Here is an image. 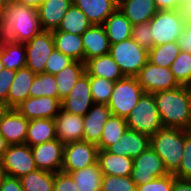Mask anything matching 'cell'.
<instances>
[{"mask_svg":"<svg viewBox=\"0 0 191 191\" xmlns=\"http://www.w3.org/2000/svg\"><path fill=\"white\" fill-rule=\"evenodd\" d=\"M42 31L36 8L15 1L0 9V39L26 43Z\"/></svg>","mask_w":191,"mask_h":191,"instance_id":"1","label":"cell"},{"mask_svg":"<svg viewBox=\"0 0 191 191\" xmlns=\"http://www.w3.org/2000/svg\"><path fill=\"white\" fill-rule=\"evenodd\" d=\"M164 127L191 130V87L153 93Z\"/></svg>","mask_w":191,"mask_h":191,"instance_id":"2","label":"cell"},{"mask_svg":"<svg viewBox=\"0 0 191 191\" xmlns=\"http://www.w3.org/2000/svg\"><path fill=\"white\" fill-rule=\"evenodd\" d=\"M185 129L163 127L150 137V147L163 160L168 174H175L184 154Z\"/></svg>","mask_w":191,"mask_h":191,"instance_id":"3","label":"cell"},{"mask_svg":"<svg viewBox=\"0 0 191 191\" xmlns=\"http://www.w3.org/2000/svg\"><path fill=\"white\" fill-rule=\"evenodd\" d=\"M126 121L129 129L150 137L164 127L152 93H143Z\"/></svg>","mask_w":191,"mask_h":191,"instance_id":"4","label":"cell"},{"mask_svg":"<svg viewBox=\"0 0 191 191\" xmlns=\"http://www.w3.org/2000/svg\"><path fill=\"white\" fill-rule=\"evenodd\" d=\"M153 46L179 41L184 31L185 18L181 10H159L149 21Z\"/></svg>","mask_w":191,"mask_h":191,"instance_id":"5","label":"cell"},{"mask_svg":"<svg viewBox=\"0 0 191 191\" xmlns=\"http://www.w3.org/2000/svg\"><path fill=\"white\" fill-rule=\"evenodd\" d=\"M109 54L118 64L124 76L128 77H135L149 58V51L132 38L112 44Z\"/></svg>","mask_w":191,"mask_h":191,"instance_id":"6","label":"cell"},{"mask_svg":"<svg viewBox=\"0 0 191 191\" xmlns=\"http://www.w3.org/2000/svg\"><path fill=\"white\" fill-rule=\"evenodd\" d=\"M144 90L137 82L136 77H128L116 81L108 102L112 115L126 119L139 102Z\"/></svg>","mask_w":191,"mask_h":191,"instance_id":"7","label":"cell"},{"mask_svg":"<svg viewBox=\"0 0 191 191\" xmlns=\"http://www.w3.org/2000/svg\"><path fill=\"white\" fill-rule=\"evenodd\" d=\"M99 148L87 141H75L65 144L62 170L65 173L74 172L97 164Z\"/></svg>","mask_w":191,"mask_h":191,"instance_id":"8","label":"cell"},{"mask_svg":"<svg viewBox=\"0 0 191 191\" xmlns=\"http://www.w3.org/2000/svg\"><path fill=\"white\" fill-rule=\"evenodd\" d=\"M135 77L145 93L153 94L181 86L175 79L170 68L159 67L149 60Z\"/></svg>","mask_w":191,"mask_h":191,"instance_id":"9","label":"cell"},{"mask_svg":"<svg viewBox=\"0 0 191 191\" xmlns=\"http://www.w3.org/2000/svg\"><path fill=\"white\" fill-rule=\"evenodd\" d=\"M24 45L26 47V67L36 74L44 73L46 60L55 50L52 31H42Z\"/></svg>","mask_w":191,"mask_h":191,"instance_id":"10","label":"cell"},{"mask_svg":"<svg viewBox=\"0 0 191 191\" xmlns=\"http://www.w3.org/2000/svg\"><path fill=\"white\" fill-rule=\"evenodd\" d=\"M1 160L8 176L21 178L37 169L32 149L27 144L9 145Z\"/></svg>","mask_w":191,"mask_h":191,"instance_id":"11","label":"cell"},{"mask_svg":"<svg viewBox=\"0 0 191 191\" xmlns=\"http://www.w3.org/2000/svg\"><path fill=\"white\" fill-rule=\"evenodd\" d=\"M167 174L163 160L151 147L133 159L131 177L137 186Z\"/></svg>","mask_w":191,"mask_h":191,"instance_id":"12","label":"cell"},{"mask_svg":"<svg viewBox=\"0 0 191 191\" xmlns=\"http://www.w3.org/2000/svg\"><path fill=\"white\" fill-rule=\"evenodd\" d=\"M64 146L58 138L31 147L37 169L57 173L62 170Z\"/></svg>","mask_w":191,"mask_h":191,"instance_id":"13","label":"cell"},{"mask_svg":"<svg viewBox=\"0 0 191 191\" xmlns=\"http://www.w3.org/2000/svg\"><path fill=\"white\" fill-rule=\"evenodd\" d=\"M93 104L90 77L84 73L74 84L68 96L61 101V106L70 114L84 116Z\"/></svg>","mask_w":191,"mask_h":191,"instance_id":"14","label":"cell"},{"mask_svg":"<svg viewBox=\"0 0 191 191\" xmlns=\"http://www.w3.org/2000/svg\"><path fill=\"white\" fill-rule=\"evenodd\" d=\"M61 109V100L49 96L28 97L16 107V110L28 120L54 119Z\"/></svg>","mask_w":191,"mask_h":191,"instance_id":"15","label":"cell"},{"mask_svg":"<svg viewBox=\"0 0 191 191\" xmlns=\"http://www.w3.org/2000/svg\"><path fill=\"white\" fill-rule=\"evenodd\" d=\"M150 147V136L127 129L122 137L106 150L112 154L128 156L132 159Z\"/></svg>","mask_w":191,"mask_h":191,"instance_id":"16","label":"cell"},{"mask_svg":"<svg viewBox=\"0 0 191 191\" xmlns=\"http://www.w3.org/2000/svg\"><path fill=\"white\" fill-rule=\"evenodd\" d=\"M57 138L67 144L75 141H83L84 118L83 116L70 114L63 109L54 118Z\"/></svg>","mask_w":191,"mask_h":191,"instance_id":"17","label":"cell"},{"mask_svg":"<svg viewBox=\"0 0 191 191\" xmlns=\"http://www.w3.org/2000/svg\"><path fill=\"white\" fill-rule=\"evenodd\" d=\"M29 120L11 108L0 122V134L8 145L25 144Z\"/></svg>","mask_w":191,"mask_h":191,"instance_id":"18","label":"cell"},{"mask_svg":"<svg viewBox=\"0 0 191 191\" xmlns=\"http://www.w3.org/2000/svg\"><path fill=\"white\" fill-rule=\"evenodd\" d=\"M110 116L111 110L107 104L94 103L91 109L83 116V140L97 145L101 140L103 127Z\"/></svg>","mask_w":191,"mask_h":191,"instance_id":"19","label":"cell"},{"mask_svg":"<svg viewBox=\"0 0 191 191\" xmlns=\"http://www.w3.org/2000/svg\"><path fill=\"white\" fill-rule=\"evenodd\" d=\"M81 36L84 63L93 57L109 54L111 45L103 25H91Z\"/></svg>","mask_w":191,"mask_h":191,"instance_id":"20","label":"cell"},{"mask_svg":"<svg viewBox=\"0 0 191 191\" xmlns=\"http://www.w3.org/2000/svg\"><path fill=\"white\" fill-rule=\"evenodd\" d=\"M72 4L73 0H44L37 8L42 30H56Z\"/></svg>","mask_w":191,"mask_h":191,"instance_id":"21","label":"cell"},{"mask_svg":"<svg viewBox=\"0 0 191 191\" xmlns=\"http://www.w3.org/2000/svg\"><path fill=\"white\" fill-rule=\"evenodd\" d=\"M118 8L132 25L149 22L159 11L154 0H118Z\"/></svg>","mask_w":191,"mask_h":191,"instance_id":"22","label":"cell"},{"mask_svg":"<svg viewBox=\"0 0 191 191\" xmlns=\"http://www.w3.org/2000/svg\"><path fill=\"white\" fill-rule=\"evenodd\" d=\"M73 4L83 11L92 25H103L118 8V0H73Z\"/></svg>","mask_w":191,"mask_h":191,"instance_id":"23","label":"cell"},{"mask_svg":"<svg viewBox=\"0 0 191 191\" xmlns=\"http://www.w3.org/2000/svg\"><path fill=\"white\" fill-rule=\"evenodd\" d=\"M85 73L89 77H100L116 82L124 78L118 64L110 54L93 57L85 62Z\"/></svg>","mask_w":191,"mask_h":191,"instance_id":"24","label":"cell"},{"mask_svg":"<svg viewBox=\"0 0 191 191\" xmlns=\"http://www.w3.org/2000/svg\"><path fill=\"white\" fill-rule=\"evenodd\" d=\"M36 76L28 67L20 68L16 71L15 78L8 91L7 104L11 108H16L28 97H30V87Z\"/></svg>","mask_w":191,"mask_h":191,"instance_id":"25","label":"cell"},{"mask_svg":"<svg viewBox=\"0 0 191 191\" xmlns=\"http://www.w3.org/2000/svg\"><path fill=\"white\" fill-rule=\"evenodd\" d=\"M99 168L103 175L131 176L133 170V159L128 156L116 155L107 150H99Z\"/></svg>","mask_w":191,"mask_h":191,"instance_id":"26","label":"cell"},{"mask_svg":"<svg viewBox=\"0 0 191 191\" xmlns=\"http://www.w3.org/2000/svg\"><path fill=\"white\" fill-rule=\"evenodd\" d=\"M55 49L70 57L74 61L84 63V46L82 36L57 29L52 31Z\"/></svg>","mask_w":191,"mask_h":191,"instance_id":"27","label":"cell"},{"mask_svg":"<svg viewBox=\"0 0 191 191\" xmlns=\"http://www.w3.org/2000/svg\"><path fill=\"white\" fill-rule=\"evenodd\" d=\"M110 45L122 42L131 38L133 25L125 17L119 8H117L103 24Z\"/></svg>","mask_w":191,"mask_h":191,"instance_id":"28","label":"cell"},{"mask_svg":"<svg viewBox=\"0 0 191 191\" xmlns=\"http://www.w3.org/2000/svg\"><path fill=\"white\" fill-rule=\"evenodd\" d=\"M57 139L54 119L29 120L25 144L33 147Z\"/></svg>","mask_w":191,"mask_h":191,"instance_id":"29","label":"cell"},{"mask_svg":"<svg viewBox=\"0 0 191 191\" xmlns=\"http://www.w3.org/2000/svg\"><path fill=\"white\" fill-rule=\"evenodd\" d=\"M0 59L6 69L18 71L26 67V47L7 39H0Z\"/></svg>","mask_w":191,"mask_h":191,"instance_id":"30","label":"cell"},{"mask_svg":"<svg viewBox=\"0 0 191 191\" xmlns=\"http://www.w3.org/2000/svg\"><path fill=\"white\" fill-rule=\"evenodd\" d=\"M84 73L85 63L73 61L71 64H69L56 75H54L55 80L57 81L59 99L61 101L68 96L74 84Z\"/></svg>","mask_w":191,"mask_h":191,"instance_id":"31","label":"cell"},{"mask_svg":"<svg viewBox=\"0 0 191 191\" xmlns=\"http://www.w3.org/2000/svg\"><path fill=\"white\" fill-rule=\"evenodd\" d=\"M69 174L79 191H98L101 189L103 173L98 163L78 171L69 172Z\"/></svg>","mask_w":191,"mask_h":191,"instance_id":"32","label":"cell"},{"mask_svg":"<svg viewBox=\"0 0 191 191\" xmlns=\"http://www.w3.org/2000/svg\"><path fill=\"white\" fill-rule=\"evenodd\" d=\"M91 25V22L83 11L72 4L63 16L57 30L75 35H82Z\"/></svg>","mask_w":191,"mask_h":191,"instance_id":"33","label":"cell"},{"mask_svg":"<svg viewBox=\"0 0 191 191\" xmlns=\"http://www.w3.org/2000/svg\"><path fill=\"white\" fill-rule=\"evenodd\" d=\"M127 129L126 119L111 114L103 127L101 140L97 144L99 150H106L116 143Z\"/></svg>","mask_w":191,"mask_h":191,"instance_id":"34","label":"cell"},{"mask_svg":"<svg viewBox=\"0 0 191 191\" xmlns=\"http://www.w3.org/2000/svg\"><path fill=\"white\" fill-rule=\"evenodd\" d=\"M24 191H54V173L36 169L20 178Z\"/></svg>","mask_w":191,"mask_h":191,"instance_id":"35","label":"cell"},{"mask_svg":"<svg viewBox=\"0 0 191 191\" xmlns=\"http://www.w3.org/2000/svg\"><path fill=\"white\" fill-rule=\"evenodd\" d=\"M180 51L181 49L178 41L153 46L149 50L148 60L159 67L170 68Z\"/></svg>","mask_w":191,"mask_h":191,"instance_id":"36","label":"cell"},{"mask_svg":"<svg viewBox=\"0 0 191 191\" xmlns=\"http://www.w3.org/2000/svg\"><path fill=\"white\" fill-rule=\"evenodd\" d=\"M42 96L59 98L55 76L46 72L36 74L30 87V97Z\"/></svg>","mask_w":191,"mask_h":191,"instance_id":"37","label":"cell"},{"mask_svg":"<svg viewBox=\"0 0 191 191\" xmlns=\"http://www.w3.org/2000/svg\"><path fill=\"white\" fill-rule=\"evenodd\" d=\"M175 79L180 85L191 87V54L180 51L170 66Z\"/></svg>","mask_w":191,"mask_h":191,"instance_id":"38","label":"cell"},{"mask_svg":"<svg viewBox=\"0 0 191 191\" xmlns=\"http://www.w3.org/2000/svg\"><path fill=\"white\" fill-rule=\"evenodd\" d=\"M114 82L100 77H90V88L94 103L108 104Z\"/></svg>","mask_w":191,"mask_h":191,"instance_id":"39","label":"cell"},{"mask_svg":"<svg viewBox=\"0 0 191 191\" xmlns=\"http://www.w3.org/2000/svg\"><path fill=\"white\" fill-rule=\"evenodd\" d=\"M101 189L103 191H136L137 185L131 176L103 175Z\"/></svg>","mask_w":191,"mask_h":191,"instance_id":"40","label":"cell"},{"mask_svg":"<svg viewBox=\"0 0 191 191\" xmlns=\"http://www.w3.org/2000/svg\"><path fill=\"white\" fill-rule=\"evenodd\" d=\"M174 176L182 180H191V130L185 129L184 154L179 170Z\"/></svg>","mask_w":191,"mask_h":191,"instance_id":"41","label":"cell"},{"mask_svg":"<svg viewBox=\"0 0 191 191\" xmlns=\"http://www.w3.org/2000/svg\"><path fill=\"white\" fill-rule=\"evenodd\" d=\"M131 38L141 47L149 51L153 47V38L150 33L149 22L134 24Z\"/></svg>","mask_w":191,"mask_h":191,"instance_id":"42","label":"cell"},{"mask_svg":"<svg viewBox=\"0 0 191 191\" xmlns=\"http://www.w3.org/2000/svg\"><path fill=\"white\" fill-rule=\"evenodd\" d=\"M73 61L70 57L55 49L48 60H46L45 72L56 75Z\"/></svg>","mask_w":191,"mask_h":191,"instance_id":"43","label":"cell"},{"mask_svg":"<svg viewBox=\"0 0 191 191\" xmlns=\"http://www.w3.org/2000/svg\"><path fill=\"white\" fill-rule=\"evenodd\" d=\"M174 175L167 174L137 186L136 191H172Z\"/></svg>","mask_w":191,"mask_h":191,"instance_id":"44","label":"cell"},{"mask_svg":"<svg viewBox=\"0 0 191 191\" xmlns=\"http://www.w3.org/2000/svg\"><path fill=\"white\" fill-rule=\"evenodd\" d=\"M54 191H79L69 173L59 171L54 173Z\"/></svg>","mask_w":191,"mask_h":191,"instance_id":"45","label":"cell"},{"mask_svg":"<svg viewBox=\"0 0 191 191\" xmlns=\"http://www.w3.org/2000/svg\"><path fill=\"white\" fill-rule=\"evenodd\" d=\"M16 71L4 69L0 72V101L7 103L8 91L15 78Z\"/></svg>","mask_w":191,"mask_h":191,"instance_id":"46","label":"cell"},{"mask_svg":"<svg viewBox=\"0 0 191 191\" xmlns=\"http://www.w3.org/2000/svg\"><path fill=\"white\" fill-rule=\"evenodd\" d=\"M180 49L191 54V21L185 20L184 31L179 38Z\"/></svg>","mask_w":191,"mask_h":191,"instance_id":"47","label":"cell"},{"mask_svg":"<svg viewBox=\"0 0 191 191\" xmlns=\"http://www.w3.org/2000/svg\"><path fill=\"white\" fill-rule=\"evenodd\" d=\"M0 191H24L20 178L6 175L0 183Z\"/></svg>","mask_w":191,"mask_h":191,"instance_id":"48","label":"cell"},{"mask_svg":"<svg viewBox=\"0 0 191 191\" xmlns=\"http://www.w3.org/2000/svg\"><path fill=\"white\" fill-rule=\"evenodd\" d=\"M172 191H191V180H182L174 176Z\"/></svg>","mask_w":191,"mask_h":191,"instance_id":"49","label":"cell"},{"mask_svg":"<svg viewBox=\"0 0 191 191\" xmlns=\"http://www.w3.org/2000/svg\"><path fill=\"white\" fill-rule=\"evenodd\" d=\"M158 10H177V0H154Z\"/></svg>","mask_w":191,"mask_h":191,"instance_id":"50","label":"cell"},{"mask_svg":"<svg viewBox=\"0 0 191 191\" xmlns=\"http://www.w3.org/2000/svg\"><path fill=\"white\" fill-rule=\"evenodd\" d=\"M185 20H191V0L181 8Z\"/></svg>","mask_w":191,"mask_h":191,"instance_id":"51","label":"cell"},{"mask_svg":"<svg viewBox=\"0 0 191 191\" xmlns=\"http://www.w3.org/2000/svg\"><path fill=\"white\" fill-rule=\"evenodd\" d=\"M17 2L23 3L25 5L32 6L34 8H38L44 0H16Z\"/></svg>","mask_w":191,"mask_h":191,"instance_id":"52","label":"cell"},{"mask_svg":"<svg viewBox=\"0 0 191 191\" xmlns=\"http://www.w3.org/2000/svg\"><path fill=\"white\" fill-rule=\"evenodd\" d=\"M11 109V107L5 103L0 101V122L5 117V115L8 113V111Z\"/></svg>","mask_w":191,"mask_h":191,"instance_id":"53","label":"cell"},{"mask_svg":"<svg viewBox=\"0 0 191 191\" xmlns=\"http://www.w3.org/2000/svg\"><path fill=\"white\" fill-rule=\"evenodd\" d=\"M8 144L5 138L0 134V159L4 156V153L7 151Z\"/></svg>","mask_w":191,"mask_h":191,"instance_id":"54","label":"cell"},{"mask_svg":"<svg viewBox=\"0 0 191 191\" xmlns=\"http://www.w3.org/2000/svg\"><path fill=\"white\" fill-rule=\"evenodd\" d=\"M6 176L2 160L0 159V183L3 181L4 177Z\"/></svg>","mask_w":191,"mask_h":191,"instance_id":"55","label":"cell"},{"mask_svg":"<svg viewBox=\"0 0 191 191\" xmlns=\"http://www.w3.org/2000/svg\"><path fill=\"white\" fill-rule=\"evenodd\" d=\"M190 0H177V10H181V8L186 5Z\"/></svg>","mask_w":191,"mask_h":191,"instance_id":"56","label":"cell"},{"mask_svg":"<svg viewBox=\"0 0 191 191\" xmlns=\"http://www.w3.org/2000/svg\"><path fill=\"white\" fill-rule=\"evenodd\" d=\"M16 0H0V9L2 7H5L6 5L12 3V2H15Z\"/></svg>","mask_w":191,"mask_h":191,"instance_id":"57","label":"cell"},{"mask_svg":"<svg viewBox=\"0 0 191 191\" xmlns=\"http://www.w3.org/2000/svg\"><path fill=\"white\" fill-rule=\"evenodd\" d=\"M4 69H5L4 64H3V62H2L1 59H0V72H1L2 70H4Z\"/></svg>","mask_w":191,"mask_h":191,"instance_id":"58","label":"cell"}]
</instances>
